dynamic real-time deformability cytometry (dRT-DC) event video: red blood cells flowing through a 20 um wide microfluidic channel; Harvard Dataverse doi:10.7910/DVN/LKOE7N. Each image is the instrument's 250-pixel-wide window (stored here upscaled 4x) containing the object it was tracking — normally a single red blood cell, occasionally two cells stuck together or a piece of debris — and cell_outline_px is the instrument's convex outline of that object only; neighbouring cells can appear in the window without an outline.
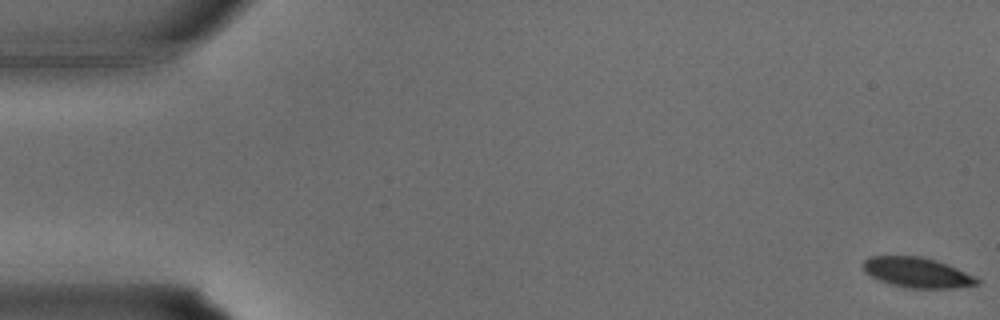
{"species": "common noctule bat (a hibernating species)", "species_latin": "Nyctalus noctula", "temperature_condition": "warm", "stored_images_in_passage": 35, "camera_frame_rate_fps": 3000, "um_per_image_px": 0.085, "animal": {"sex": "male", "body_mass_g": 15.6}, "frame": {"image": 1, "passage_image": 1, "time_ms": 0.0, "image_size_px": [1000, 320], "cell_outline_px": [[980, 284], [952, 288], [908, 288], [892, 284], [880, 280], [864, 272], [864, 260], [868, 256], [920, 256], [936, 260], [948, 264], [976, 276], [980, 280]], "centroid_in_image_um": [77.99, 23.16], "position_along_channel_um": 7.0, "area_um2": 20.0}}
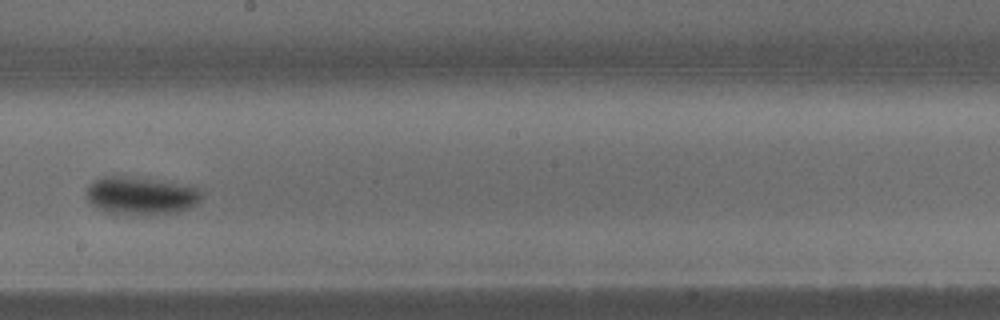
{"frame": {"image": 2, "passage_image": 20, "time_ms": 6.333, "image_size_px": [1000, 320], "cell_outline_px": [[200, 200], [192, 208], [176, 212], [136, 216], [104, 212], [96, 208], [88, 200], [88, 184], [104, 176], [128, 176], [160, 180], [196, 188], [200, 192]], "centroid_in_image_um": [11.95, 16.65], "position_along_channel_um": 236.3, "area_um2": 25.49}}
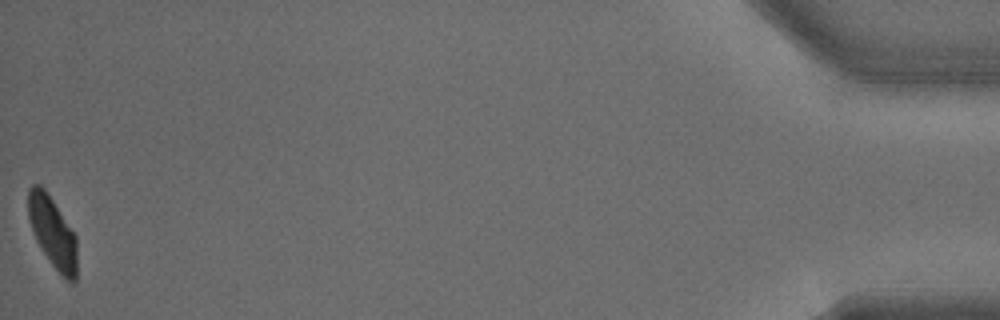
{"frame": {"image": 3, "passage_image": 35, "time_ms": 11.333, "image_size_px": [1000, 320], "cell_outline_px": [[76, 280], [72, 284], [52, 264], [36, 240], [28, 216], [28, 188], [32, 184], [40, 184], [48, 192], [76, 236]], "centroid_in_image_um": [4.46, 19.68], "position_along_channel_um": 430.7, "area_um2": 19.88}}